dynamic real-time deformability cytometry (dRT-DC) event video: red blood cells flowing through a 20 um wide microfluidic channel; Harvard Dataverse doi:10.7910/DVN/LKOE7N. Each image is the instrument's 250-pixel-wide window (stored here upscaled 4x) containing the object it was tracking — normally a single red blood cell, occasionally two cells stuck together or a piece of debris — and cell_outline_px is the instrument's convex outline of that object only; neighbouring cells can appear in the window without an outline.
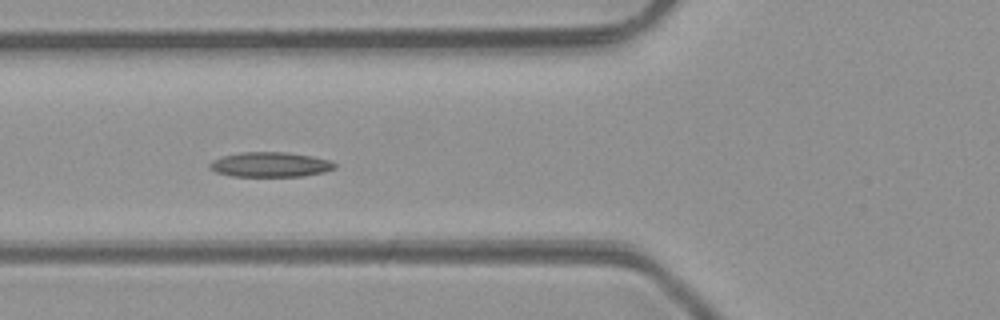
{"species": "common noctule bat (a hibernating species)", "species_latin": "Nyctalus noctula", "temperature_condition": "room temperature", "stored_images_in_passage": 5, "camera_frame_rate_fps": 3000, "um_per_image_px": 0.085, "animal": {"sex": "male", "body_mass_g": 23.1, "forearm_length_mm": 52.7}, "frame": {"image": 1, "passage_image": 4, "time_ms": 3.333, "image_size_px": [1000, 320], "cell_outline_px": [[336, 168], [324, 172], [304, 176], [232, 176], [216, 172], [208, 168], [208, 164], [212, 160], [224, 156], [240, 152], [284, 152], [312, 156], [332, 160], [336, 164]], "centroid_in_image_um": [22.98, 13.99], "position_along_channel_um": 102.8, "area_um2": 18.21}}
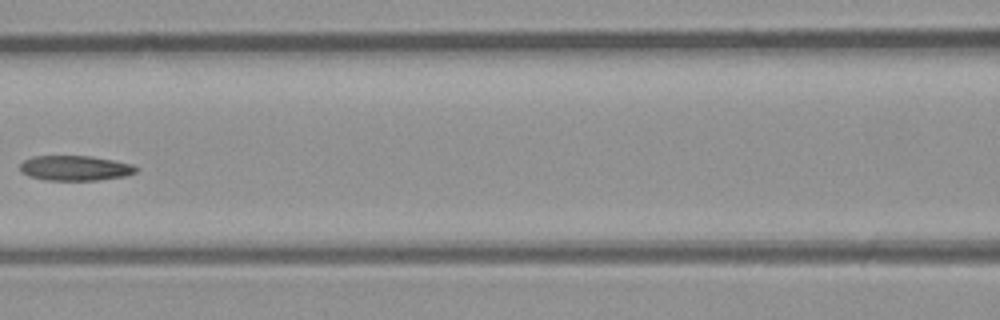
{"frame": {"image": 2, "passage_image": 5, "time_ms": 4.667, "image_size_px": [1000, 320], "cell_outline_px": [[140, 168], [136, 172], [124, 176], [96, 180], [44, 180], [28, 176], [20, 172], [20, 164], [24, 160], [32, 156], [92, 156], [132, 164]], "centroid_in_image_um": [6.36, 14.29], "position_along_channel_um": 160.2, "area_um2": 16.99}}